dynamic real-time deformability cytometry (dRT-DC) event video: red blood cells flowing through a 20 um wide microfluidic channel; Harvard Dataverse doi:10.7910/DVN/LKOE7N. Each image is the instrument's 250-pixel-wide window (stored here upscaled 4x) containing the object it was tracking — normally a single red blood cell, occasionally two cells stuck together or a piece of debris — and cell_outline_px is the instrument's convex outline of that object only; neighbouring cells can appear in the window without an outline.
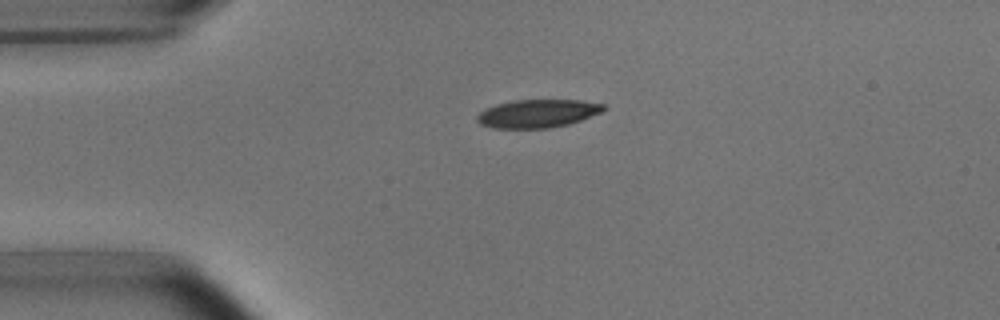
{"species": "common noctule bat (a hibernating species)", "species_latin": "Nyctalus noctula", "temperature_condition": "room temperature", "stored_images_in_passage": 2, "camera_frame_rate_fps": 3000, "um_per_image_px": 0.085, "animal": {"sex": "male", "body_mass_g": 15.6}, "frame": {"image": 1, "passage_image": 1, "time_ms": 0.0, "image_size_px": [1000, 320], "cell_outline_px": [[604, 108], [600, 112], [580, 120], [568, 124], [548, 128], [496, 128], [480, 124], [476, 120], [476, 116], [484, 108], [496, 104], [516, 100], [576, 100], [604, 104]], "centroid_in_image_um": [45.63, 9.65], "position_along_channel_um": 39.4, "area_um2": 20.52}}